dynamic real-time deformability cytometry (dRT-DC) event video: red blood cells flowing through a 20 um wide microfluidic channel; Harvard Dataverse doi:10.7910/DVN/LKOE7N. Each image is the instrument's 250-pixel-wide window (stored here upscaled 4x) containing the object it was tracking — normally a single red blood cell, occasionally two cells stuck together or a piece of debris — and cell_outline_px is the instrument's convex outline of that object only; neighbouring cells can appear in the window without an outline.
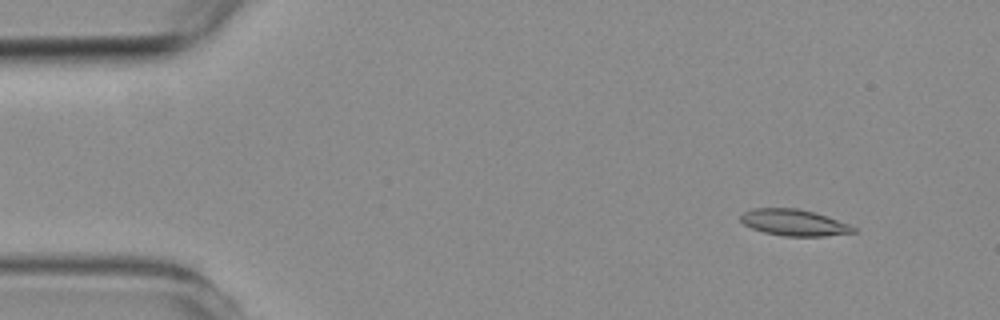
{"species": "common noctule bat (a hibernating species)", "species_latin": "Nyctalus noctula", "temperature_condition": "room temperature", "stored_images_in_passage": 5, "camera_frame_rate_fps": 3000, "um_per_image_px": 0.085, "animal": {"sex": "female", "body_mass_g": 19.3, "forearm_length_mm": 54.1}, "frame": {"image": 1, "passage_image": 1, "time_ms": 0.0, "image_size_px": [1000, 320], "cell_outline_px": [[856, 232], [824, 236], [784, 236], [764, 232], [752, 228], [744, 224], [740, 220], [740, 216], [744, 212], [752, 208], [796, 208], [812, 212], [848, 224], [856, 228]], "centroid_in_image_um": [67.45, 18.92], "position_along_channel_um": 17.6, "area_um2": 17.05}}
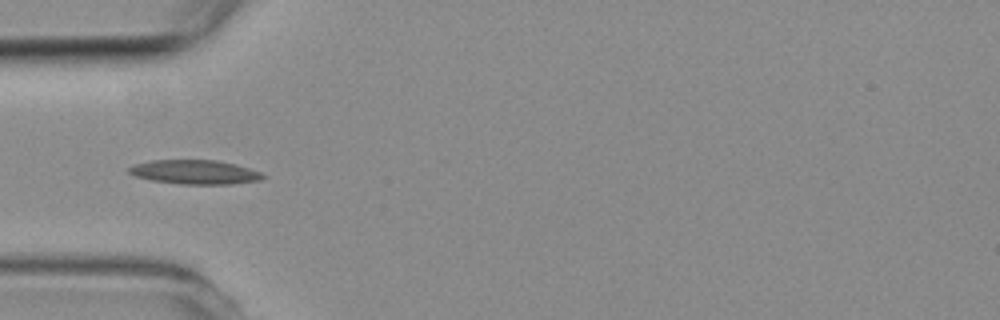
{"frame": {"image": 2, "passage_image": 4, "time_ms": 3.667, "image_size_px": [1000, 320], "cell_outline_px": [[268, 176], [260, 180], [232, 184], [180, 184], [152, 180], [136, 176], [128, 172], [128, 168], [136, 164], [152, 160], [216, 160], [236, 164], [260, 172]], "centroid_in_image_um": [16.6, 14.63], "position_along_channel_um": 68.4, "area_um2": 18.79}}
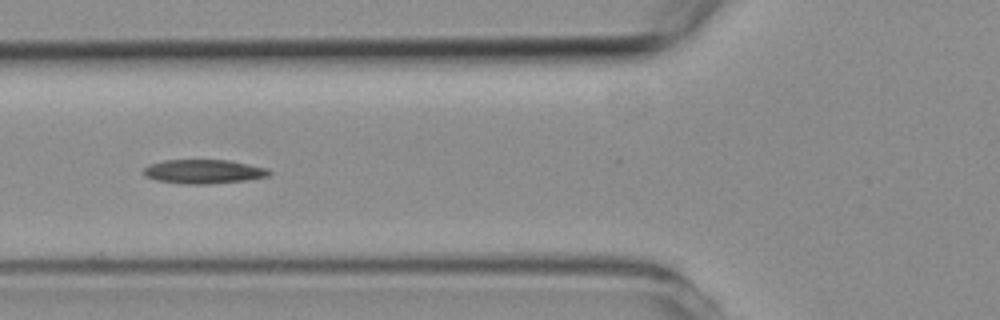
{"frame": {"image": 3, "passage_image": 5, "time_ms": 4.667, "image_size_px": [1000, 320], "cell_outline_px": [[272, 172], [268, 176], [248, 180], [208, 184], [180, 184], [156, 180], [144, 176], [144, 168], [148, 164], [164, 160], [228, 160], [268, 168]], "centroid_in_image_um": [17.29, 14.58], "position_along_channel_um": 108.5, "area_um2": 17.74}}